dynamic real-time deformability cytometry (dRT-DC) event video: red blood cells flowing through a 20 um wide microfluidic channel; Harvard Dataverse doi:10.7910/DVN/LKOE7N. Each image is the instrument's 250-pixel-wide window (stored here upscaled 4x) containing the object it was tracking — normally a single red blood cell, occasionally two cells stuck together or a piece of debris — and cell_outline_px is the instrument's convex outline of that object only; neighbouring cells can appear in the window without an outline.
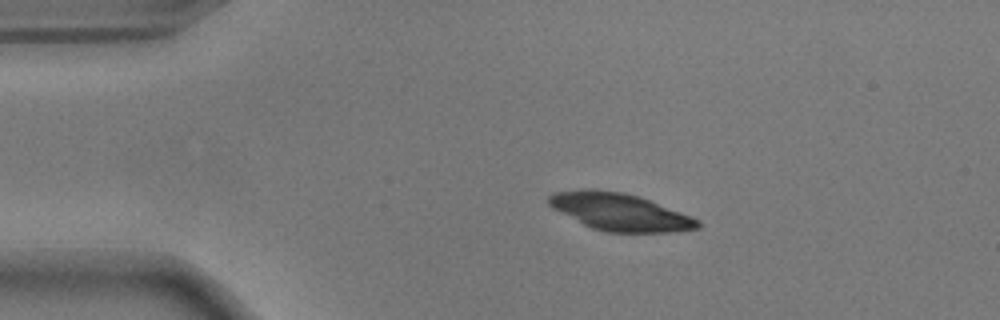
{"species": "common noctule bat (a hibernating species)", "species_latin": "Nyctalus noctula", "temperature_condition": "warm", "stored_images_in_passage": 45, "camera_frame_rate_fps": 3000, "um_per_image_px": 0.085, "animal": {"sex": "male", "body_mass_g": 17.9}, "frame": {"image": 1, "passage_image": 1, "time_ms": 0.0, "image_size_px": [1000, 320], "cell_outline_px": [[700, 228], [668, 232], [608, 232], [592, 228], [584, 224], [548, 204], [548, 196], [552, 192], [580, 188], [588, 188], [624, 192], [640, 196], [700, 220]], "centroid_in_image_um": [52.68, 17.99], "position_along_channel_um": 32.3, "area_um2": 32.14}}